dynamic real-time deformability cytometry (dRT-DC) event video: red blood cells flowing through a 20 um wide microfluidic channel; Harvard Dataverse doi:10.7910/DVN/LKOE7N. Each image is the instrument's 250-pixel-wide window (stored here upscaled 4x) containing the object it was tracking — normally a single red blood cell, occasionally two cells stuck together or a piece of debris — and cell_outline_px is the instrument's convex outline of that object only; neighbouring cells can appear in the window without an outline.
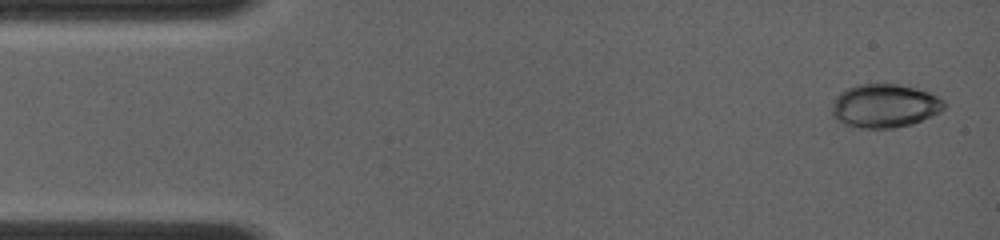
{"species": "common noctule bat (a hibernating species)", "species_latin": "Nyctalus noctula", "temperature_condition": "room temperature", "stored_images_in_passage": 5, "camera_frame_rate_fps": 4000, "um_per_image_px": 0.085, "animal": {"sex": "female", "body_mass_g": 19.0, "forearm_length_mm": 56.7}, "frame": {"image": 1, "passage_image": 1, "time_ms": 0.0, "image_size_px": [1000, 240], "cell_outline_px": [[944, 108], [940, 112], [932, 116], [912, 124], [892, 128], [860, 128], [844, 124], [836, 120], [832, 116], [832, 104], [836, 96], [840, 92], [856, 84], [900, 84], [916, 88], [928, 92], [944, 100]], "centroid_in_image_um": [75.17, 9.0], "position_along_channel_um": 9.8, "area_um2": 28.61}}